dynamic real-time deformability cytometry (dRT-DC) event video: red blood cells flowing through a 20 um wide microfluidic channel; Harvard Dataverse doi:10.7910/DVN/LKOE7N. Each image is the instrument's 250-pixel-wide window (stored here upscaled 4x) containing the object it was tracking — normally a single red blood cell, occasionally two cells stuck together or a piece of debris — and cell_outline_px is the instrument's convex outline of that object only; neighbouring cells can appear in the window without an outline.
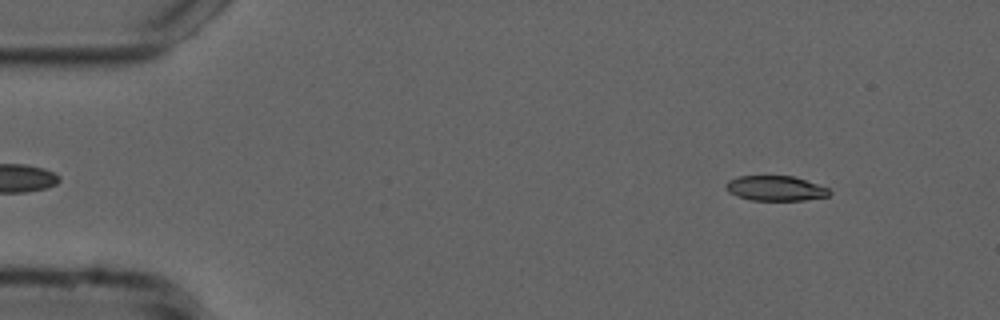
{"species": "common noctule bat (a hibernating species)", "species_latin": "Nyctalus noctula", "temperature_condition": "cold", "stored_images_in_passage": 51, "camera_frame_rate_fps": 3000, "um_per_image_px": 0.085, "animal": {"sex": "male", "forearm_length_mm": 52.5}, "frame": {"image": 1, "passage_image": 3, "time_ms": 0.667, "image_size_px": [1000, 320], "cell_outline_px": [[832, 192], [828, 196], [804, 200], [752, 200], [736, 196], [728, 192], [724, 184], [728, 180], [740, 176], [792, 176], [828, 188]], "centroid_in_image_um": [65.88, 16.01], "position_along_channel_um": 19.1, "area_um2": 14.97}}
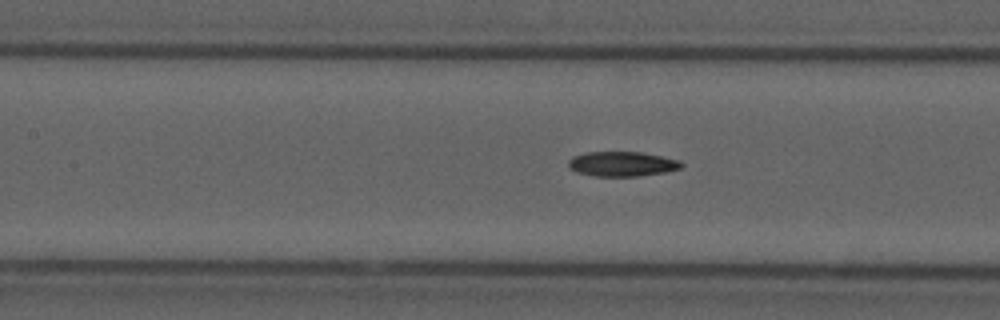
{"frame": {"image": 2, "passage_image": 21, "time_ms": 6.667, "image_size_px": [1000, 320], "cell_outline_px": [[684, 164], [680, 168], [664, 172], [640, 176], [596, 176], [576, 172], [568, 168], [568, 160], [572, 156], [588, 152], [640, 152], [680, 160]], "centroid_in_image_um": [52.85, 13.93], "position_along_channel_um": 154.6, "area_um2": 16.3}}
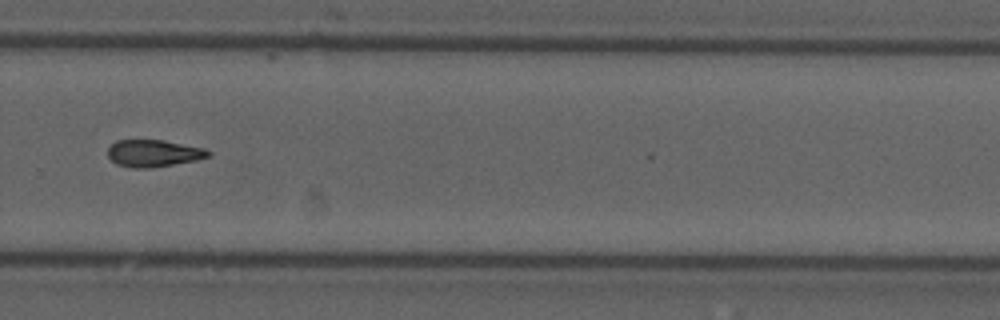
{"frame": {"image": 3, "passage_image": 34, "time_ms": 11.0, "image_size_px": [1000, 320], "cell_outline_px": [[212, 156], [196, 160], [152, 168], [132, 168], [116, 164], [108, 156], [108, 148], [116, 140], [164, 140], [204, 148], [212, 152]], "centroid_in_image_um": [13.07, 13.03], "position_along_channel_um": 316.7, "area_um2": 15.95}}